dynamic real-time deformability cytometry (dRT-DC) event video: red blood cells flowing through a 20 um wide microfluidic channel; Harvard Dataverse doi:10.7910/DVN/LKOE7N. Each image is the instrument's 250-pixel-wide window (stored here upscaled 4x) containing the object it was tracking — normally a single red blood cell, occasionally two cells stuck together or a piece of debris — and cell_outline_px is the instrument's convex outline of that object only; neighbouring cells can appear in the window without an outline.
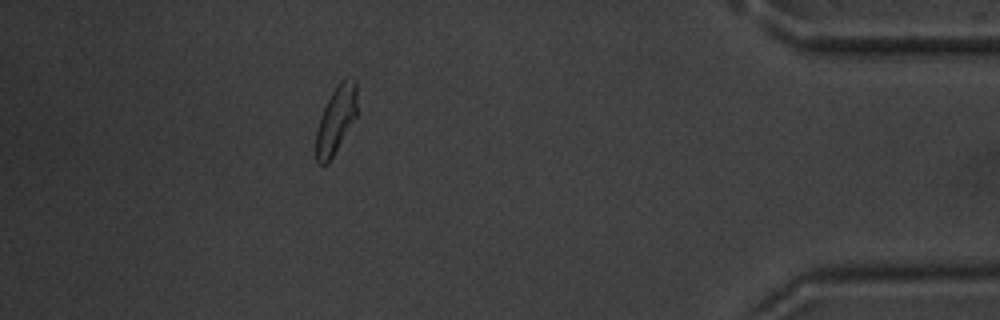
{"species": "common noctule bat (a hibernating species)", "species_latin": "Nyctalus noctula", "temperature_condition": "warm", "stored_images_in_passage": 15, "camera_frame_rate_fps": 3000, "um_per_image_px": 0.085, "animal": {"sex": "male", "body_mass_g": 20.1, "forearm_length_mm": 53.5}, "frame": {"image": 1, "passage_image": 15, "time_ms": 24.333, "image_size_px": [1000, 320], "cell_outline_px": [[356, 116], [328, 164], [320, 164], [316, 160], [316, 128], [320, 116], [336, 84], [344, 76], [356, 80]], "centroid_in_image_um": [28.54, 10.15], "position_along_channel_um": 406.7, "area_um2": 16.01}, "authors_computed_cell_mechanics": {"area_um2": 17.629, "velocity_mm_per_s": 3.6797, "shape_relaxation_time_tau1_ms": 6.6233, "shape_relaxation_time_tau2_ms": 1.951, "deformation_change_tau1": 0.1732, "deformation_change_tau2": 0.0747}}